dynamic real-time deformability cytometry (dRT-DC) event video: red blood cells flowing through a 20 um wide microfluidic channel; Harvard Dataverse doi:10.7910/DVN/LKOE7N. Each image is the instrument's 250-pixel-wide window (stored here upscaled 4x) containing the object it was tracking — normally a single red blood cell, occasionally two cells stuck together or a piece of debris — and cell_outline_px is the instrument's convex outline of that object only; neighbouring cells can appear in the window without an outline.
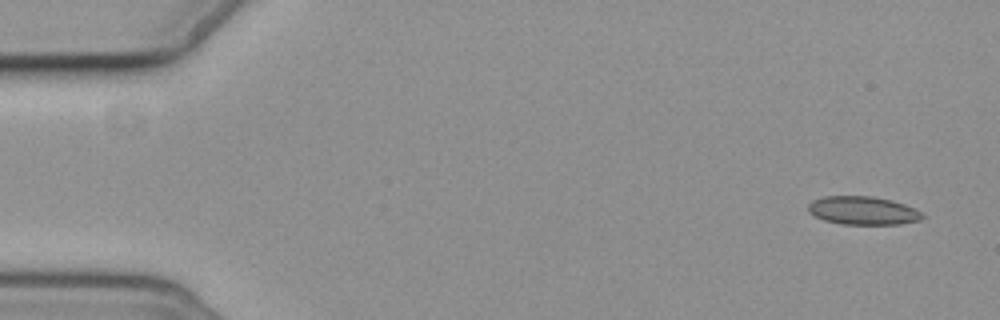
{"species": "common noctule bat (a hibernating species)", "species_latin": "Nyctalus noctula", "temperature_condition": "cold", "stored_images_in_passage": 5, "camera_frame_rate_fps": 3000, "um_per_image_px": 0.085, "animal": {"sex": "female", "body_mass_g": 19.3, "forearm_length_mm": 54.1}, "frame": {"image": 1, "passage_image": 1, "time_ms": 0.0, "image_size_px": [1000, 320], "cell_outline_px": [[924, 216], [920, 220], [900, 224], [844, 224], [824, 220], [808, 212], [808, 204], [812, 200], [824, 196], [872, 196], [892, 200], [904, 204], [920, 212]], "centroid_in_image_um": [73.32, 17.89], "position_along_channel_um": 11.7, "area_um2": 18.73}}
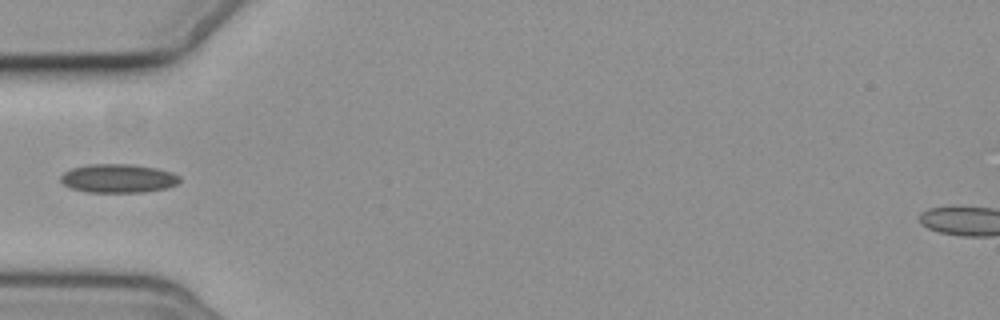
{"frame": {"image": 2, "passage_image": 5, "time_ms": 5.333, "image_size_px": [1000, 320], "cell_outline_px": [[180, 180], [176, 184], [168, 188], [144, 192], [88, 192], [72, 188], [64, 184], [60, 180], [60, 176], [64, 172], [72, 168], [88, 164], [132, 164], [156, 168], [172, 172], [180, 176]], "centroid_in_image_um": [10.06, 15.16], "position_along_channel_um": 74.9, "area_um2": 19.94}}